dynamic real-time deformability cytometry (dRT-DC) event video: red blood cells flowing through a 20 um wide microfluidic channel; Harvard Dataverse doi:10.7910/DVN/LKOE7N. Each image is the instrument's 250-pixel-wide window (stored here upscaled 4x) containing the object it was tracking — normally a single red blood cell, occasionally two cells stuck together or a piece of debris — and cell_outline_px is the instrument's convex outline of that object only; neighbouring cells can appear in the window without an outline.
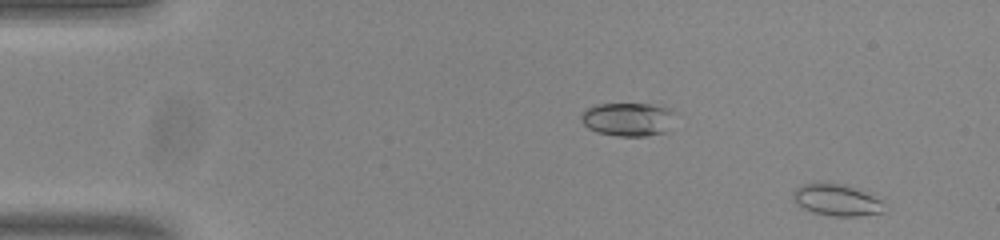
{"species": "common noctule bat (a hibernating species)", "species_latin": "Nyctalus noctula", "temperature_condition": "room temperature", "stored_images_in_passage": 53, "camera_frame_rate_fps": 3000, "um_per_image_px": 0.085, "animal": {"sex": "male", "body_mass_g": 20.0, "forearm_length_mm": 53.3}, "frame": {"image": 1, "passage_image": 3, "time_ms": 0.667, "image_size_px": [1000, 240], "cell_outline_px": [[884, 212], [856, 216], [828, 216], [812, 212], [796, 204], [792, 200], [792, 192], [796, 188], [812, 180], [828, 180], [848, 184], [880, 200]], "centroid_in_image_um": [71.01, 16.94], "position_along_channel_um": 14.0, "area_um2": 17.4}}
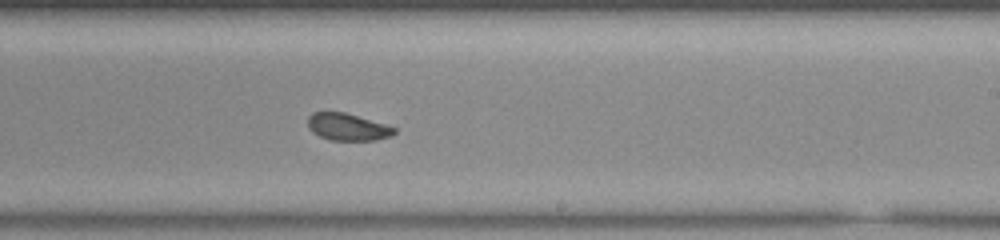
{"frame": {"image": 2, "passage_image": 32, "time_ms": 10.333, "image_size_px": [1000, 240], "cell_outline_px": [[396, 132], [388, 136], [376, 140], [332, 140], [320, 136], [312, 132], [308, 128], [308, 116], [312, 112], [344, 112], [384, 124], [396, 128]], "centroid_in_image_um": [29.5, 10.79], "position_along_channel_um": 259.5, "area_um2": 13.47}}
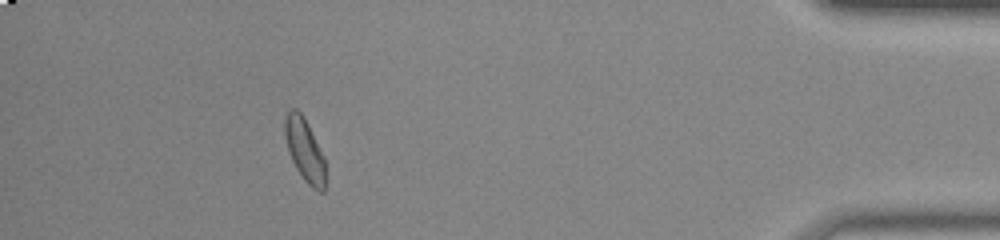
{"frame": {"image": 3, "passage_image": 48, "time_ms": 15.667, "image_size_px": [1000, 240], "cell_outline_px": [[324, 192], [320, 192], [312, 188], [304, 180], [296, 168], [288, 152], [284, 136], [284, 120], [288, 112], [292, 108], [296, 108], [304, 116], [324, 156]], "centroid_in_image_um": [25.87, 12.72], "position_along_channel_um": 409.3, "area_um2": 14.85}, "authors_computed_cell_mechanics": {"area_um2": 14.8546, "velocity_mm_per_s": 3.8204, "shape_relaxation_time_tau1_ms": 6.3278, "shape_relaxation_time_tau2_ms": 2.1561, "deformation_change_tau1": 0.1192, "deformation_change_tau2": 0.045}}